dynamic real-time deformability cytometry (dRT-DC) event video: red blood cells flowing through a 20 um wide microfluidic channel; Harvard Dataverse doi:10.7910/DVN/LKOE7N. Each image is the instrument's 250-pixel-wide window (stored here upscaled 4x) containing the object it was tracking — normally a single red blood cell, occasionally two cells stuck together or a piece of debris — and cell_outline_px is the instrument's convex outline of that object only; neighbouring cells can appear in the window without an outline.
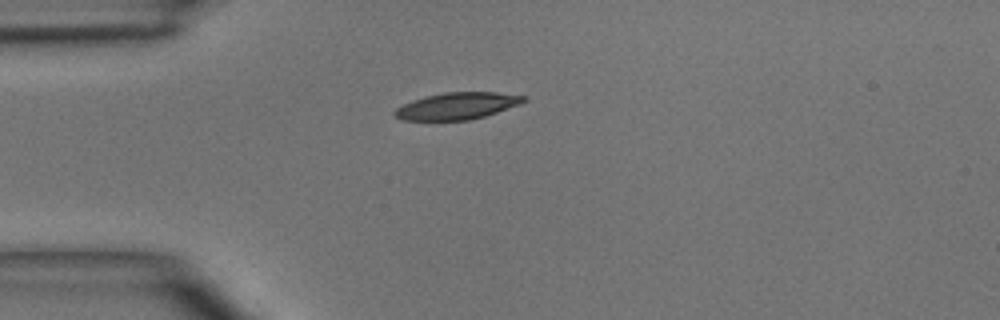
{"species": "common noctule bat (a hibernating species)", "species_latin": "Nyctalus noctula", "temperature_condition": "room temperature", "stored_images_in_passage": 1, "camera_frame_rate_fps": 3000, "um_per_image_px": 0.085, "animal": {"sex": "male", "body_mass_g": 15.6}, "frame": {"image": 1, "passage_image": 1, "time_ms": 0.0, "image_size_px": [1000, 320], "cell_outline_px": [[528, 100], [520, 104], [484, 116], [468, 120], [400, 120], [392, 116], [392, 112], [396, 108], [412, 100], [444, 92], [496, 92], [528, 96]], "centroid_in_image_um": [38.84, 9.0], "position_along_channel_um": 46.2, "area_um2": 20.23}}